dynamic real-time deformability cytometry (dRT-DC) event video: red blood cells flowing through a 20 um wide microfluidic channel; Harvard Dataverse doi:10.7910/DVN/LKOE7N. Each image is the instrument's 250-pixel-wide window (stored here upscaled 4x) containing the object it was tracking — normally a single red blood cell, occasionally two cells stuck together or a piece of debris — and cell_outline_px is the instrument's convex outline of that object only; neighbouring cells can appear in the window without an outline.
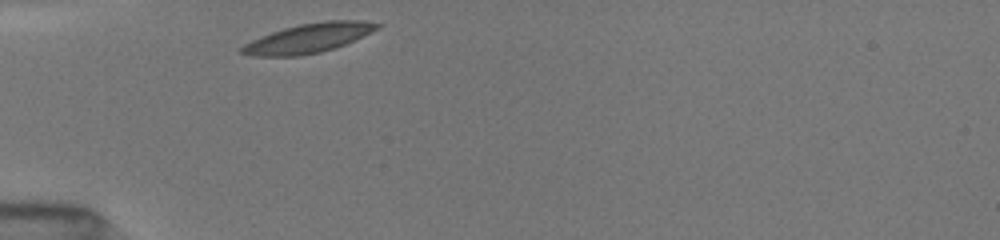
{"species": "common noctule bat (a hibernating species)", "species_latin": "Nyctalus noctula", "temperature_condition": "room temperature", "stored_images_in_passage": 28, "camera_frame_rate_fps": 3000, "um_per_image_px": 0.085, "animal": {"sex": "female", "body_mass_g": 19.5, "forearm_length_mm": 54.1}, "frame": {"image": 1, "passage_image": 1, "time_ms": 0.0, "image_size_px": [1000, 240], "cell_outline_px": [[384, 24], [380, 28], [372, 32], [344, 44], [320, 52], [300, 56], [252, 56], [240, 52], [240, 48], [244, 44], [260, 36], [284, 28], [300, 24], [324, 20], [360, 20]], "centroid_in_image_um": [26.24, 3.23], "position_along_channel_um": 58.8, "area_um2": 23.06}}
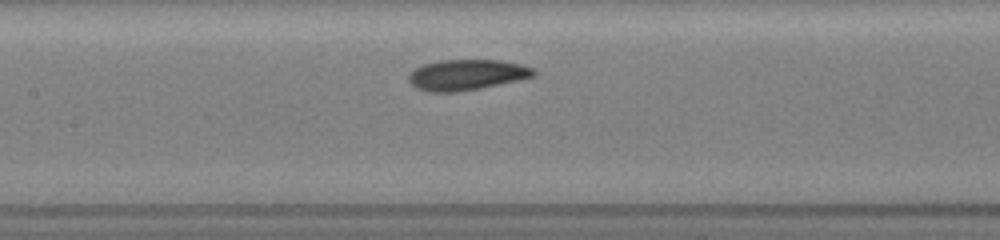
{"frame": {"image": 2, "passage_image": 10, "time_ms": 3.0, "image_size_px": [1000, 240], "cell_outline_px": [[536, 76], [520, 80], [480, 88], [456, 92], [428, 92], [416, 88], [408, 80], [408, 72], [424, 64], [440, 60], [500, 60], [520, 64], [536, 68]], "centroid_in_image_um": [39.69, 6.36], "position_along_channel_um": 167.7, "area_um2": 22.54}}
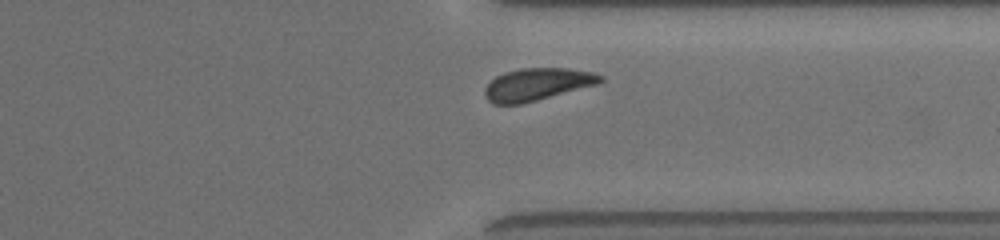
{"frame": {"image": 3, "passage_image": 25, "time_ms": 8.0, "image_size_px": [1000, 240], "cell_outline_px": [[604, 80], [596, 84], [536, 100], [520, 104], [492, 104], [484, 96], [484, 88], [496, 76], [504, 72], [520, 68], [568, 68], [592, 72], [604, 76]], "centroid_in_image_um": [45.62, 7.16], "position_along_channel_um": 365.8, "area_um2": 21.62}, "authors_computed_cell_mechanics": {"area_um2": 22.4264, "velocity_mm_per_s": 3.9566, "shape_relaxation_time_tau1_ms": 2.1374, "shape_relaxation_time_tau2_ms": 3.8383, "deformation_change_tau1": 0.0914, "deformation_change_tau2": 0.0963}}